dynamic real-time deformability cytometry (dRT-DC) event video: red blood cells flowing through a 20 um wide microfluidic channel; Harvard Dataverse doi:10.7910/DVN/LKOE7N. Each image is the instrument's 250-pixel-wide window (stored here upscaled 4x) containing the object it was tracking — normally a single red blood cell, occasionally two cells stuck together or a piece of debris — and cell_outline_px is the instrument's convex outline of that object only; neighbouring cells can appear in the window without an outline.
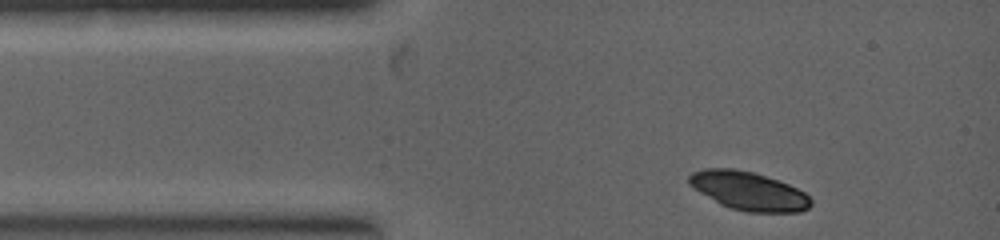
{"species": "common noctule bat (a hibernating species)", "species_latin": "Nyctalus noctula", "temperature_condition": "warm", "stored_images_in_passage": 2, "camera_frame_rate_fps": 5000, "um_per_image_px": 0.085, "animal": {"sex": "female", "body_mass_g": 19.0, "forearm_length_mm": 53.3}, "frame": {"image": 1, "passage_image": 2, "time_ms": 0.4, "image_size_px": [1000, 240], "cell_outline_px": [[812, 204], [808, 208], [800, 212], [748, 212], [732, 208], [720, 204], [700, 192], [688, 184], [688, 176], [692, 172], [704, 168], [732, 168], [752, 172], [788, 184], [804, 192], [812, 200]], "centroid_in_image_um": [63.62, 16.23], "position_along_channel_um": 21.4, "area_um2": 27.11}}